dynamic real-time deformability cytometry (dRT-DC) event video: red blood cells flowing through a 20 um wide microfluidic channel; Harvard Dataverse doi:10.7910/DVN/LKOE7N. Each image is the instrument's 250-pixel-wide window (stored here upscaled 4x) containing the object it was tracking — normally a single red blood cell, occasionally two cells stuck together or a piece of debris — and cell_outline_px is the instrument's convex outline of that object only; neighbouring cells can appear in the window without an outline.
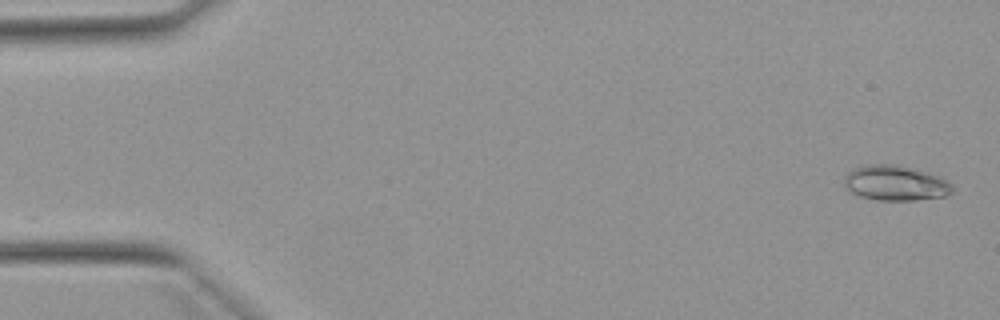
{"species": "Egyptian fruit bat (a non-hibernating species)", "species_latin": "Rousettus aegyptiacus", "temperature_condition": "warm", "stored_images_in_passage": 52, "camera_frame_rate_fps": 3000, "um_per_image_px": 0.085, "animal": {"sex": "female"}, "frame": {"image": 1, "passage_image": 2, "time_ms": 0.333, "image_size_px": [1000, 320], "cell_outline_px": [[952, 192], [944, 196], [916, 200], [876, 200], [860, 196], [852, 192], [844, 184], [844, 176], [852, 168], [864, 164], [896, 164], [928, 172], [940, 176], [952, 184]], "centroid_in_image_um": [76.1, 15.54], "position_along_channel_um": 8.9, "area_um2": 22.25}}
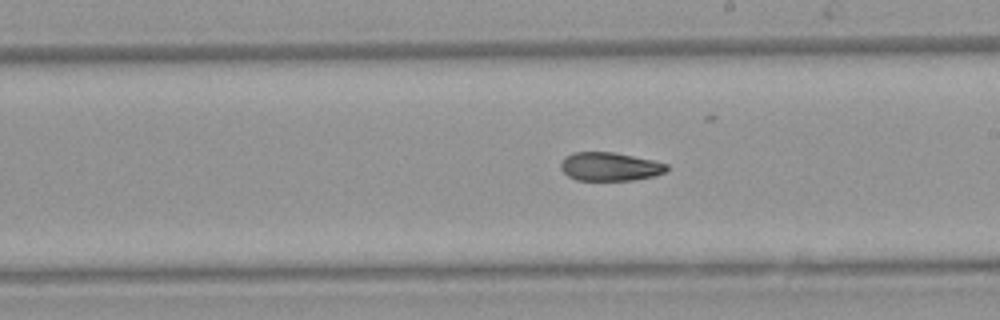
{"frame": {"image": 2, "passage_image": 30, "time_ms": 9.667, "image_size_px": [1000, 320], "cell_outline_px": [[668, 168], [664, 172], [656, 176], [636, 180], [576, 180], [568, 176], [560, 168], [560, 164], [564, 156], [572, 152], [612, 152], [652, 160], [668, 164]], "centroid_in_image_um": [51.82, 14.16], "position_along_channel_um": 237.2, "area_um2": 17.69}}
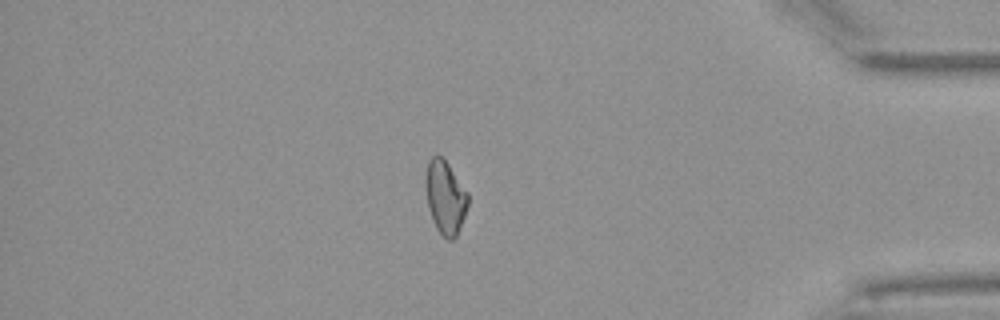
{"frame": {"image": 3, "passage_image": 45, "time_ms": 14.667, "image_size_px": [1000, 320], "cell_outline_px": [[468, 204], [464, 216], [456, 236], [452, 240], [448, 240], [436, 228], [432, 220], [428, 208], [424, 184], [424, 176], [428, 160], [432, 156], [440, 156], [448, 164], [468, 192]], "centroid_in_image_um": [37.82, 16.75], "position_along_channel_um": 397.4, "area_um2": 18.15}, "authors_computed_cell_mechanics": {"area_um2": 18.785, "velocity_mm_per_s": 3.9128, "shape_relaxation_time_tau1_ms": null, "shape_relaxation_time_tau2_ms": 7.6893, "deformation_change_tau1": null, "deformation_change_tau2": 0.1471}}